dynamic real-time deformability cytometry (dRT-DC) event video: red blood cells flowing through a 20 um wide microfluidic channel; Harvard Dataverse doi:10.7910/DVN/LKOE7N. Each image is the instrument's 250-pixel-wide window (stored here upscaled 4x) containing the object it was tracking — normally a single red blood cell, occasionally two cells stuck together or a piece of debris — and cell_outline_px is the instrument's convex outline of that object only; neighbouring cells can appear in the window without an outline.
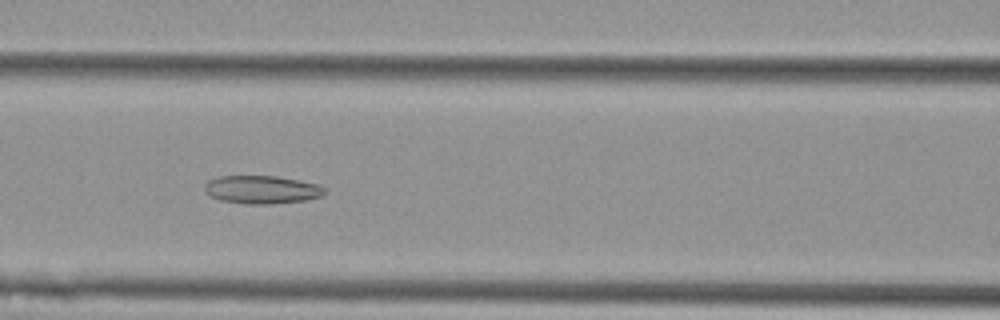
{"species": "Egyptian fruit bat (a non-hibernating species)", "species_latin": "Rousettus aegyptiacus", "temperature_condition": "cold", "stored_images_in_passage": 42, "camera_frame_rate_fps": 3000, "um_per_image_px": 0.085, "animal": {"sex": "female"}, "frame": {"image": 1, "passage_image": 19, "time_ms": 6.0, "image_size_px": [1000, 320], "cell_outline_px": [[328, 192], [320, 196], [308, 200], [268, 204], [244, 204], [220, 200], [204, 192], [204, 184], [208, 180], [216, 176], [276, 176], [316, 184], [324, 188]], "centroid_in_image_um": [22.21, 16.12], "position_along_channel_um": 144.4, "area_um2": 19.71}}
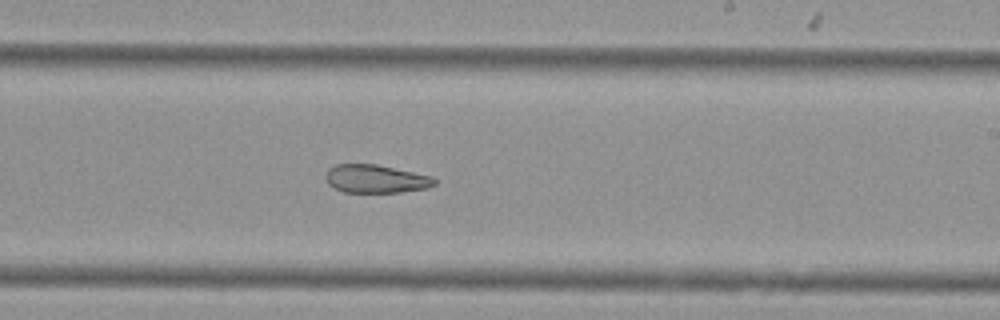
{"frame": {"image": 2, "passage_image": 28, "time_ms": 9.0, "image_size_px": [1000, 320], "cell_outline_px": [[436, 184], [428, 188], [400, 192], [344, 192], [332, 188], [328, 184], [324, 176], [328, 168], [336, 164], [376, 164], [432, 176], [436, 180]], "centroid_in_image_um": [31.91, 15.2], "position_along_channel_um": 257.1, "area_um2": 18.03}}
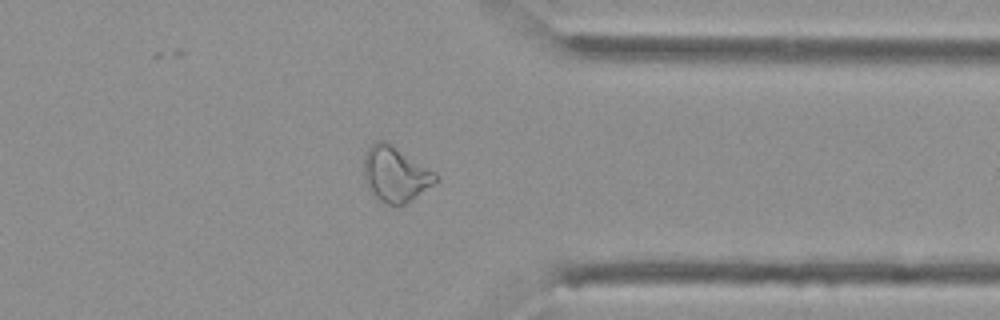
{"frame": {"image": 3, "passage_image": 38, "time_ms": 12.333, "image_size_px": [1000, 320], "cell_outline_px": [[440, 176], [432, 184], [416, 196], [404, 204], [388, 204], [376, 200], [372, 196], [368, 188], [364, 176], [364, 156], [368, 148], [376, 140], [388, 140], [436, 172]], "centroid_in_image_um": [33.58, 14.76], "position_along_channel_um": 377.8, "area_um2": 23.35}, "authors_computed_cell_mechanics": {"area_um2": 21.1548, "velocity_mm_per_s": 3.7784, "shape_relaxation_time_tau1_ms": null, "shape_relaxation_time_tau2_ms": 3.8663, "deformation_change_tau1": null, "deformation_change_tau2": 0.1183}}